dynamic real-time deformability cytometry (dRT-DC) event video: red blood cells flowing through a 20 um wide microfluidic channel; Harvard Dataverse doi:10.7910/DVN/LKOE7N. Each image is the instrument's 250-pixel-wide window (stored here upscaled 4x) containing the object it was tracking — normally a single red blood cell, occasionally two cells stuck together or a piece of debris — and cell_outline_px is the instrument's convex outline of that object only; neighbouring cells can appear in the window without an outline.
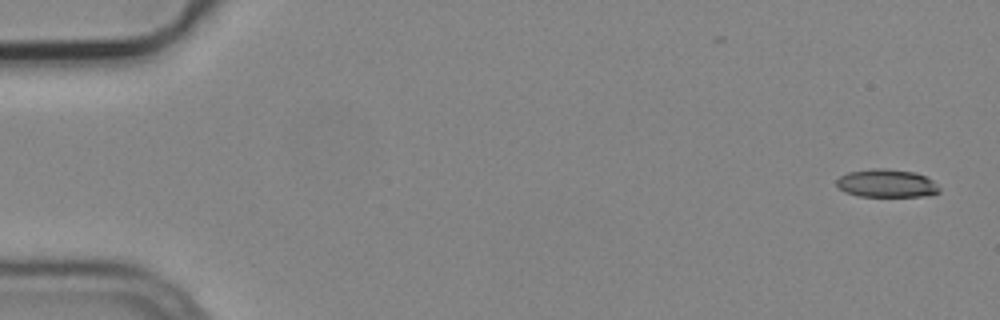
{"species": "common noctule bat (a hibernating species)", "species_latin": "Nyctalus noctula", "temperature_condition": "cold", "stored_images_in_passage": 5, "camera_frame_rate_fps": 3000, "um_per_image_px": 0.085, "animal": {"sex": "male", "body_mass_g": 19.2, "forearm_length_mm": 51.8}, "frame": {"image": 1, "passage_image": 1, "time_ms": 0.0, "image_size_px": [1000, 320], "cell_outline_px": [[940, 192], [932, 196], [860, 196], [844, 192], [836, 184], [836, 180], [840, 176], [848, 172], [872, 168], [884, 168], [916, 172], [932, 180], [940, 188]], "centroid_in_image_um": [75.38, 15.58], "position_along_channel_um": 9.6, "area_um2": 16.94}}
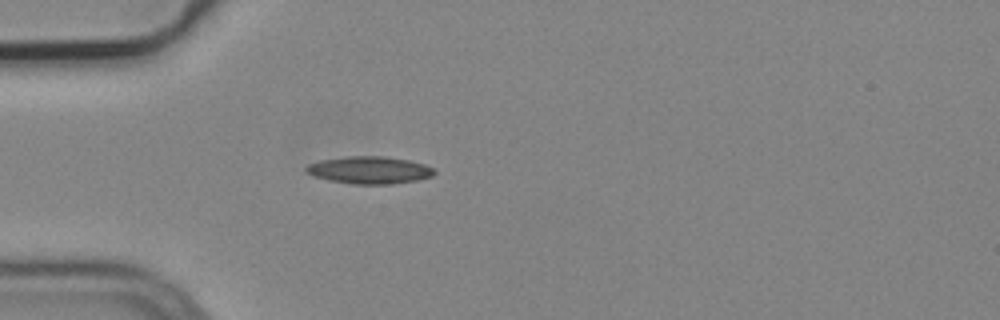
{"frame": {"image": 2, "passage_image": 5, "time_ms": 1.333, "image_size_px": [1000, 320], "cell_outline_px": [[436, 172], [432, 176], [416, 180], [392, 184], [356, 184], [328, 180], [312, 176], [304, 172], [304, 168], [308, 164], [320, 160], [348, 156], [384, 156], [408, 160], [424, 164], [432, 168]], "centroid_in_image_um": [31.35, 14.45], "position_along_channel_um": 53.6, "area_um2": 20.46}}